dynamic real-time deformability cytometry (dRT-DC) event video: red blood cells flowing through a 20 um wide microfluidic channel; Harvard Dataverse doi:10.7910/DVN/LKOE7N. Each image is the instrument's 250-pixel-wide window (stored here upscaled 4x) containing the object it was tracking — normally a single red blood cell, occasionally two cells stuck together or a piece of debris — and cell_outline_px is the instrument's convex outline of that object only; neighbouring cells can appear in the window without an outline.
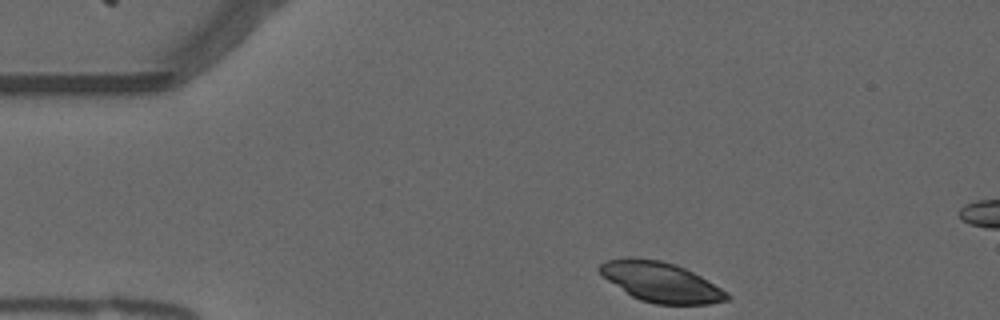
{"species": "common noctule bat (a hibernating species)", "species_latin": "Nyctalus noctula", "temperature_condition": "warm", "stored_images_in_passage": 47, "camera_frame_rate_fps": 3000, "um_per_image_px": 0.085, "animal": {"sex": "male", "forearm_length_mm": 52.5}, "frame": {"image": 1, "passage_image": 1, "time_ms": 0.0, "image_size_px": [1000, 320], "cell_outline_px": [[732, 296], [728, 300], [708, 304], [656, 304], [640, 300], [632, 296], [608, 280], [596, 268], [600, 264], [608, 260], [628, 256], [632, 256], [660, 260], [684, 268], [700, 276], [728, 292]], "centroid_in_image_um": [56.17, 23.96], "position_along_channel_um": 28.8, "area_um2": 29.42}}